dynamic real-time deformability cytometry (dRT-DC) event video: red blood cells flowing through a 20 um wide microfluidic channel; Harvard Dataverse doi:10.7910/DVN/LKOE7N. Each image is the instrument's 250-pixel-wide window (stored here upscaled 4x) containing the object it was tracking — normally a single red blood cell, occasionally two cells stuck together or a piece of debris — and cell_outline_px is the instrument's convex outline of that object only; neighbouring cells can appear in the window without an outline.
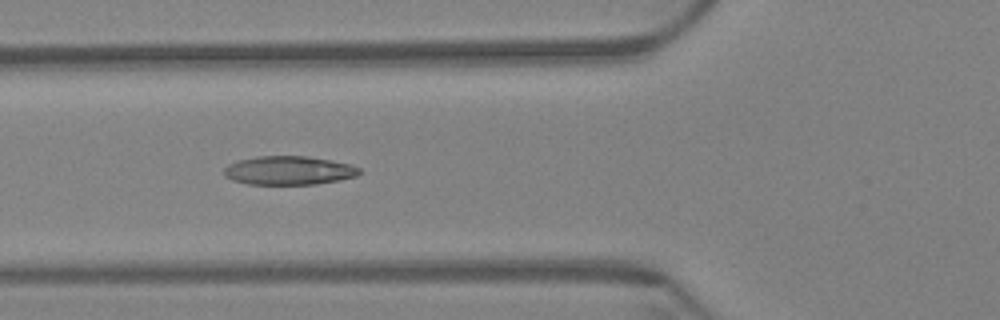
{"species": "Egyptian fruit bat (a non-hibernating species)", "species_latin": "Rousettus aegyptiacus", "temperature_condition": "warm", "stored_images_in_passage": 56, "camera_frame_rate_fps": 3000, "um_per_image_px": 0.085, "animal": {"sex": "female"}, "frame": {"image": 1, "passage_image": 18, "time_ms": 5.667, "image_size_px": [1000, 320], "cell_outline_px": [[360, 172], [356, 176], [340, 180], [316, 184], [248, 184], [232, 180], [224, 176], [224, 168], [228, 164], [236, 160], [256, 156], [304, 156], [332, 160], [352, 164], [360, 168]], "centroid_in_image_um": [24.53, 14.48], "position_along_channel_um": 101.3, "area_um2": 22.83}}
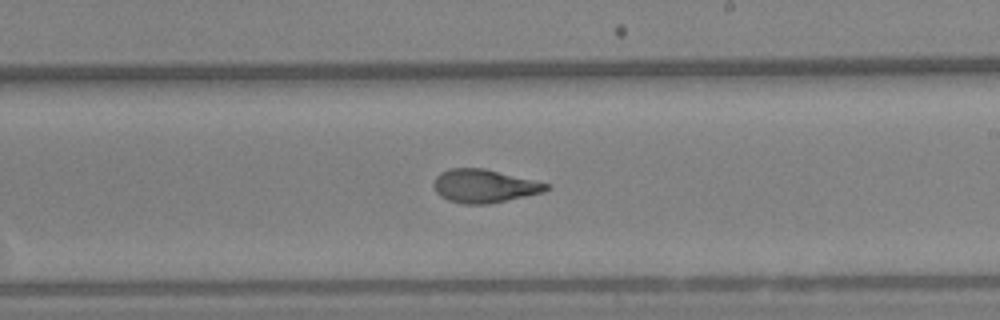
{"frame": {"image": 2, "passage_image": 31, "time_ms": 10.0, "image_size_px": [1000, 320], "cell_outline_px": [[552, 188], [544, 192], [488, 204], [464, 204], [448, 200], [440, 196], [436, 192], [432, 184], [436, 176], [440, 172], [448, 168], [484, 168], [548, 184]], "centroid_in_image_um": [41.11, 15.81], "position_along_channel_um": 247.9, "area_um2": 21.79}}
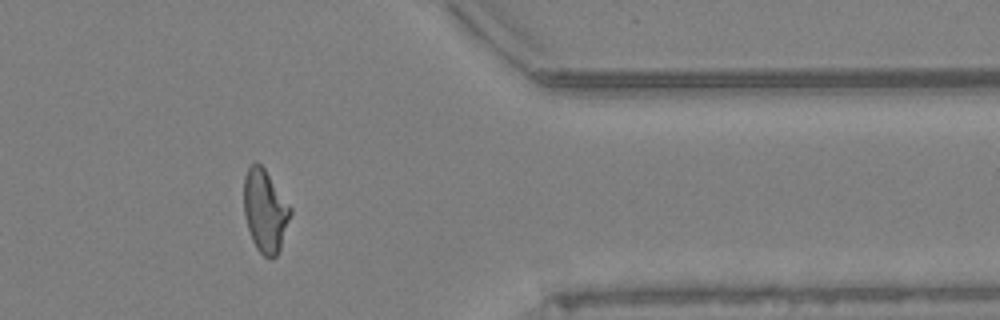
{"frame": {"image": 3, "passage_image": 45, "time_ms": 14.667, "image_size_px": [1000, 320], "cell_outline_px": [[292, 212], [280, 248], [276, 256], [272, 260], [264, 256], [256, 248], [252, 240], [248, 228], [244, 212], [244, 176], [248, 168], [256, 160], [264, 168], [292, 208]], "centroid_in_image_um": [22.53, 17.92], "position_along_channel_um": 388.9, "area_um2": 22.37}, "authors_computed_cell_mechanics": {"area_um2": 22.5709, "velocity_mm_per_s": 3.4021, "shape_relaxation_time_tau1_ms": null, "shape_relaxation_time_tau2_ms": 1.9019, "deformation_change_tau1": null, "deformation_change_tau2": 0.089}}